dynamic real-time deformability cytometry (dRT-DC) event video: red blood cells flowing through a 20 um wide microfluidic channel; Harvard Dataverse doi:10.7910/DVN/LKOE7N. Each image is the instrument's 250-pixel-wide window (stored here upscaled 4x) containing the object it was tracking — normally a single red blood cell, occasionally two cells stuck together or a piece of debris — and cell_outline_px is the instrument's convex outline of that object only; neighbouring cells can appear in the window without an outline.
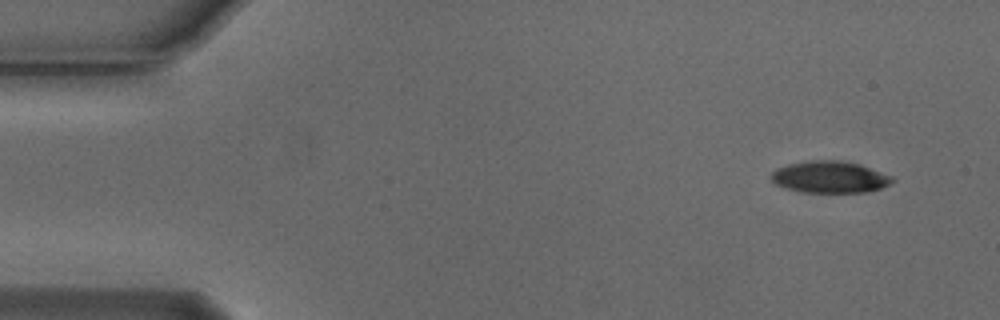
{"species": "Egyptian fruit bat (a non-hibernating species)", "species_latin": "Rousettus aegyptiacus", "temperature_condition": "cold", "stored_images_in_passage": 5, "camera_frame_rate_fps": 3000, "um_per_image_px": 0.085, "animal": {"sex": "male"}, "frame": {"image": 1, "passage_image": 1, "time_ms": 0.0, "image_size_px": [1000, 320], "cell_outline_px": [[896, 180], [892, 184], [868, 192], [804, 192], [788, 188], [776, 184], [772, 180], [772, 172], [776, 168], [788, 164], [812, 160], [840, 160], [860, 164], [892, 176]], "centroid_in_image_um": [70.58, 15.04], "position_along_channel_um": 14.4, "area_um2": 22.37}}
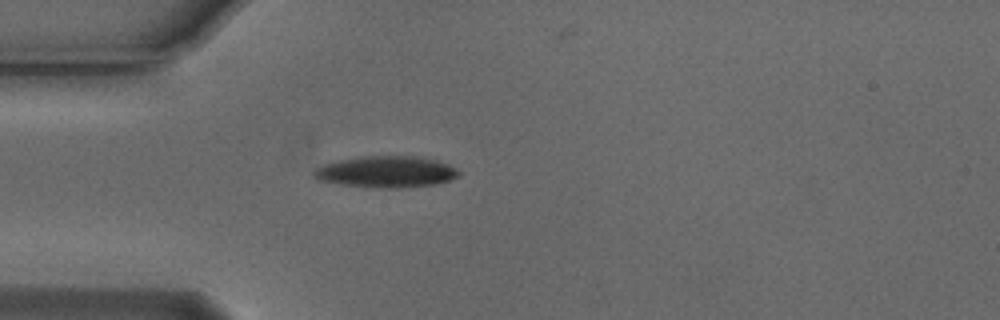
{"frame": {"image": 2, "passage_image": 4, "time_ms": 1.0, "image_size_px": [1000, 320], "cell_outline_px": [[460, 176], [436, 184], [400, 188], [380, 188], [340, 184], [316, 180], [312, 176], [312, 172], [316, 168], [324, 164], [340, 160], [368, 156], [424, 156], [448, 164], [456, 168], [460, 172]], "centroid_in_image_um": [32.84, 14.6], "position_along_channel_um": 52.2, "area_um2": 26.65}}